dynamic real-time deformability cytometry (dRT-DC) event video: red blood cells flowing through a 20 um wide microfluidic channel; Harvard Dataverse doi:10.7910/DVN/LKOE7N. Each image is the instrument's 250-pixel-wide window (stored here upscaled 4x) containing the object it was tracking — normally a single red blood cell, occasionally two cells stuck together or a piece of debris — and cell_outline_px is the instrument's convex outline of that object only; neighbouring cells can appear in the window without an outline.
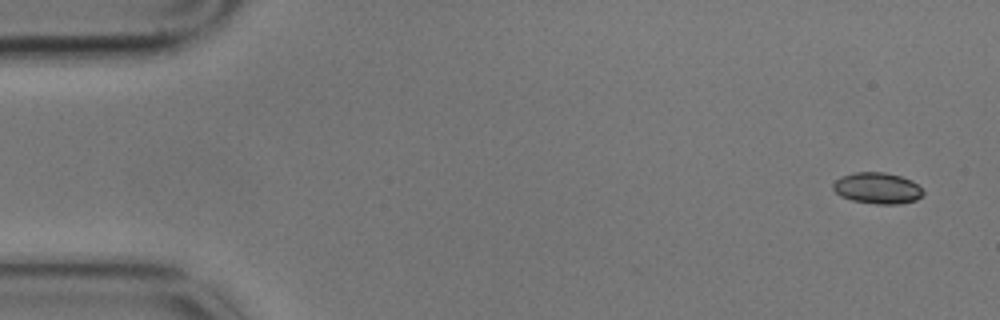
{"species": "common noctule bat (a hibernating species)", "species_latin": "Nyctalus noctula", "temperature_condition": "cold", "stored_images_in_passage": 5, "camera_frame_rate_fps": 3000, "um_per_image_px": 0.085, "animal": {"sex": "male", "body_mass_g": 17.9}, "frame": {"image": 1, "passage_image": 1, "time_ms": 0.0, "image_size_px": [1000, 320], "cell_outline_px": [[924, 196], [916, 200], [896, 204], [876, 204], [852, 200], [840, 196], [832, 188], [832, 184], [840, 176], [856, 172], [884, 172], [900, 176], [912, 180], [924, 192]], "centroid_in_image_um": [74.57, 15.99], "position_along_channel_um": 10.4, "area_um2": 16.42}}
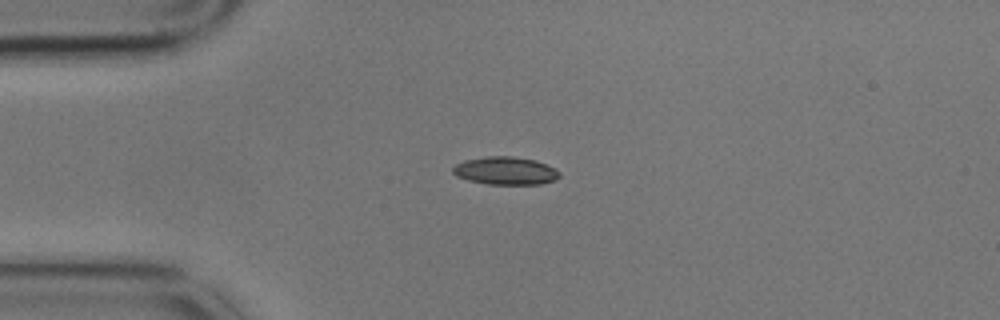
{"frame": {"image": 2, "passage_image": 4, "time_ms": 1.0, "image_size_px": [1000, 320], "cell_outline_px": [[560, 176], [556, 180], [540, 184], [488, 184], [468, 180], [456, 176], [452, 172], [452, 168], [456, 164], [464, 160], [488, 156], [512, 156], [536, 160], [560, 172]], "centroid_in_image_um": [42.94, 14.51], "position_along_channel_um": 42.1, "area_um2": 17.28}}
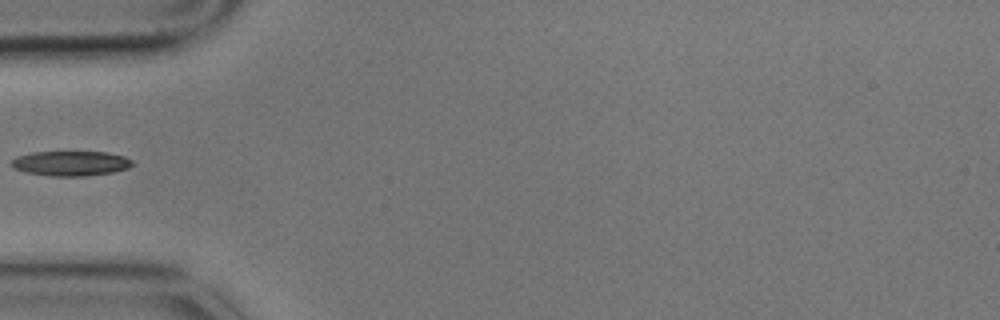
{"frame": {"image": 3, "passage_image": 5, "time_ms": 1.333, "image_size_px": [1000, 320], "cell_outline_px": [[132, 164], [128, 168], [112, 172], [88, 176], [52, 176], [28, 172], [12, 168], [12, 160], [16, 156], [32, 152], [108, 152], [124, 156], [132, 160]], "centroid_in_image_um": [6.02, 13.88], "position_along_channel_um": 79.0, "area_um2": 17.46}}